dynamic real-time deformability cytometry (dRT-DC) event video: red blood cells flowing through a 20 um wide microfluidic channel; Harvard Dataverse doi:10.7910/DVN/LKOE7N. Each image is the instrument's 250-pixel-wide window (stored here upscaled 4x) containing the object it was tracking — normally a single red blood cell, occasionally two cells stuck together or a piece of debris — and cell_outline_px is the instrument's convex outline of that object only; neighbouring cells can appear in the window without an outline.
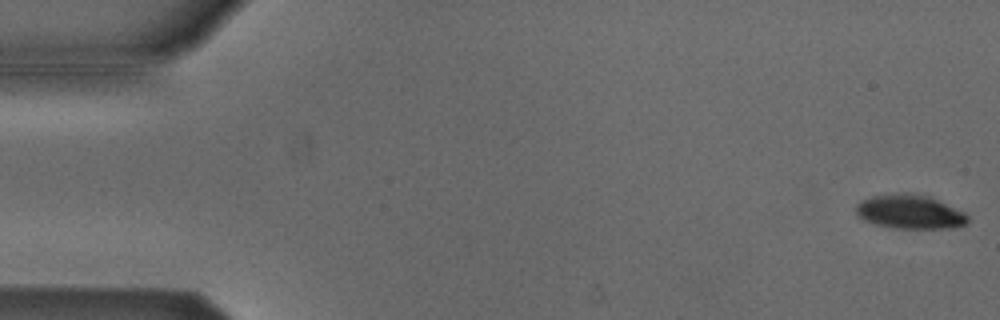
{"species": "Egyptian fruit bat (a non-hibernating species)", "species_latin": "Rousettus aegyptiacus", "temperature_condition": "cold", "stored_images_in_passage": 54, "camera_frame_rate_fps": 3000, "um_per_image_px": 0.085, "animal": {"sex": "male"}, "frame": {"image": 1, "passage_image": 1, "time_ms": 0.0, "image_size_px": [1000, 320], "cell_outline_px": [[968, 224], [956, 228], [896, 228], [876, 224], [864, 220], [856, 212], [856, 204], [860, 200], [872, 196], [904, 192], [908, 192], [928, 196], [964, 212], [968, 216]], "centroid_in_image_um": [77.35, 18.0], "position_along_channel_um": 7.6, "area_um2": 22.14}}
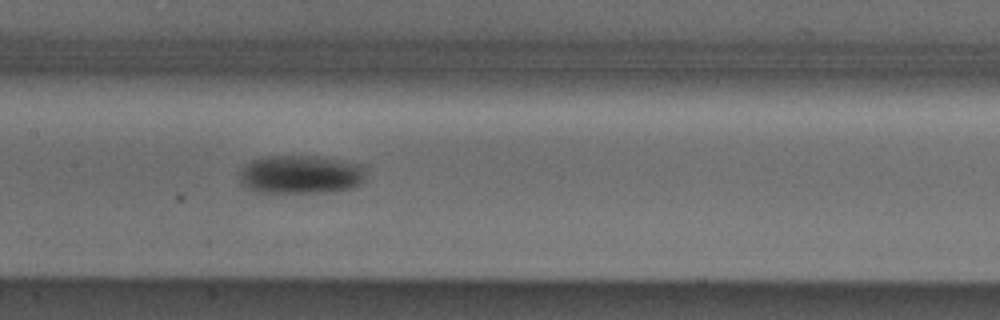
{"frame": {"image": 2, "passage_image": 26, "time_ms": 8.333, "image_size_px": [1000, 320], "cell_outline_px": [[368, 172], [364, 184], [352, 188], [332, 192], [256, 192], [248, 188], [240, 180], [240, 172], [252, 160], [268, 156], [316, 156], [360, 164]], "centroid_in_image_um": [25.65, 14.84], "position_along_channel_um": 181.8, "area_um2": 28.44}}
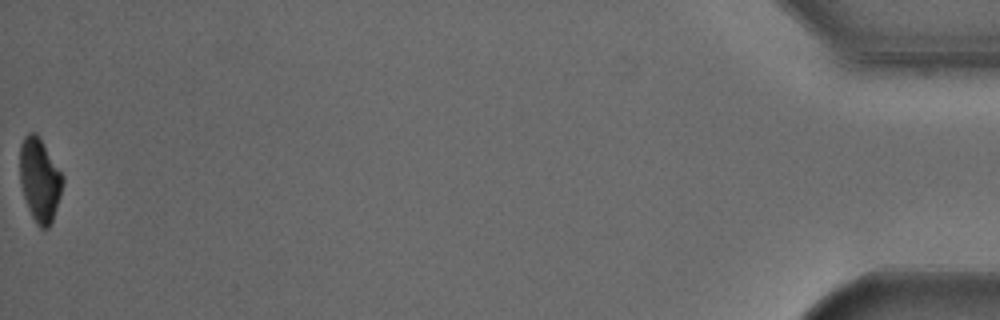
{"frame": {"image": 3, "passage_image": 54, "time_ms": 17.667, "image_size_px": [1000, 320], "cell_outline_px": [[64, 180], [60, 196], [52, 220], [48, 228], [40, 228], [36, 224], [28, 208], [24, 196], [20, 180], [20, 144], [24, 136], [28, 132], [36, 132], [40, 136], [64, 176]], "centroid_in_image_um": [3.38, 15.24], "position_along_channel_um": 431.8, "area_um2": 20.92}, "authors_computed_cell_mechanics": {"area_um2": 24.3338, "velocity_mm_per_s": 3.8186, "shape_relaxation_time_tau1_ms": 1.5176, "shape_relaxation_time_tau2_ms": null, "deformation_change_tau1": 0.0967, "deformation_change_tau2": null}}